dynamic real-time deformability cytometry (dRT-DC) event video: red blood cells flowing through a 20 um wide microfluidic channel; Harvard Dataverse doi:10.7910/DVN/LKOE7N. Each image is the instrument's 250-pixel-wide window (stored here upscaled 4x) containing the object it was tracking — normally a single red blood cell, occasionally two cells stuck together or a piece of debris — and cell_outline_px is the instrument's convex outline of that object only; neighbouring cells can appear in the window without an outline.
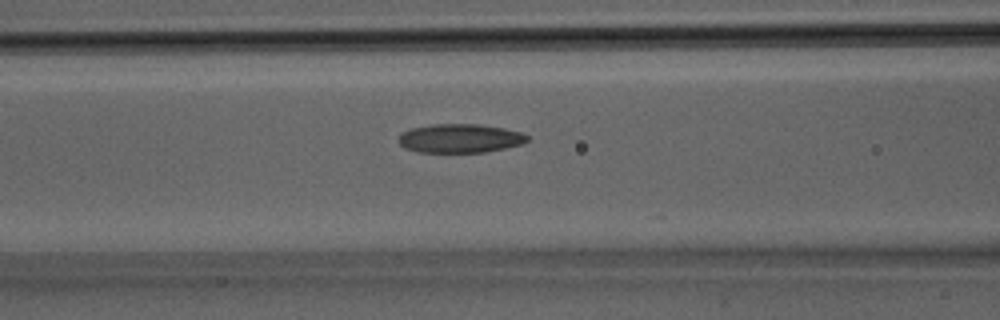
{"species": "Egyptian fruit bat (a non-hibernating species)", "species_latin": "Rousettus aegyptiacus", "temperature_condition": "room temperature", "stored_images_in_passage": 16, "camera_frame_rate_fps": 3000, "um_per_image_px": 0.085, "animal": {"sex": "male"}, "frame": {"image": 1, "passage_image": 9, "time_ms": 2.667, "image_size_px": [1000, 320], "cell_outline_px": [[528, 140], [524, 144], [484, 152], [416, 152], [404, 148], [400, 144], [400, 132], [412, 128], [432, 124], [480, 124], [504, 128], [524, 132], [528, 136]], "centroid_in_image_um": [39.12, 11.75], "position_along_channel_um": 127.5, "area_um2": 21.79}}